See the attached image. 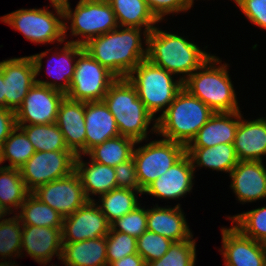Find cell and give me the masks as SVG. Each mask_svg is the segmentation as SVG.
Wrapping results in <instances>:
<instances>
[{"mask_svg":"<svg viewBox=\"0 0 266 266\" xmlns=\"http://www.w3.org/2000/svg\"><path fill=\"white\" fill-rule=\"evenodd\" d=\"M62 244L64 266H108L106 236Z\"/></svg>","mask_w":266,"mask_h":266,"instance_id":"cell-27","label":"cell"},{"mask_svg":"<svg viewBox=\"0 0 266 266\" xmlns=\"http://www.w3.org/2000/svg\"><path fill=\"white\" fill-rule=\"evenodd\" d=\"M85 154L95 145L119 136L113 114L104 101L85 102Z\"/></svg>","mask_w":266,"mask_h":266,"instance_id":"cell-25","label":"cell"},{"mask_svg":"<svg viewBox=\"0 0 266 266\" xmlns=\"http://www.w3.org/2000/svg\"><path fill=\"white\" fill-rule=\"evenodd\" d=\"M62 228L37 227L23 225L21 238V258L29 255L40 265L46 266L56 255L62 256Z\"/></svg>","mask_w":266,"mask_h":266,"instance_id":"cell-19","label":"cell"},{"mask_svg":"<svg viewBox=\"0 0 266 266\" xmlns=\"http://www.w3.org/2000/svg\"><path fill=\"white\" fill-rule=\"evenodd\" d=\"M137 239L110 228L106 235L107 264L120 260L123 257L137 252Z\"/></svg>","mask_w":266,"mask_h":266,"instance_id":"cell-41","label":"cell"},{"mask_svg":"<svg viewBox=\"0 0 266 266\" xmlns=\"http://www.w3.org/2000/svg\"><path fill=\"white\" fill-rule=\"evenodd\" d=\"M63 11L65 41L68 30H71L69 36L78 38L67 40L69 43L84 46L91 39L118 27L115 13L107 0H79L75 9L71 8V3H67Z\"/></svg>","mask_w":266,"mask_h":266,"instance_id":"cell-7","label":"cell"},{"mask_svg":"<svg viewBox=\"0 0 266 266\" xmlns=\"http://www.w3.org/2000/svg\"><path fill=\"white\" fill-rule=\"evenodd\" d=\"M43 8L19 9L0 16V21L19 31L24 38L34 44H49L65 42L64 11L59 5L50 4Z\"/></svg>","mask_w":266,"mask_h":266,"instance_id":"cell-8","label":"cell"},{"mask_svg":"<svg viewBox=\"0 0 266 266\" xmlns=\"http://www.w3.org/2000/svg\"><path fill=\"white\" fill-rule=\"evenodd\" d=\"M135 145V140L119 135L95 145L83 157L87 155L92 161L116 167L132 158Z\"/></svg>","mask_w":266,"mask_h":266,"instance_id":"cell-30","label":"cell"},{"mask_svg":"<svg viewBox=\"0 0 266 266\" xmlns=\"http://www.w3.org/2000/svg\"><path fill=\"white\" fill-rule=\"evenodd\" d=\"M181 204L147 208V230L171 239L173 242L186 241L193 236Z\"/></svg>","mask_w":266,"mask_h":266,"instance_id":"cell-22","label":"cell"},{"mask_svg":"<svg viewBox=\"0 0 266 266\" xmlns=\"http://www.w3.org/2000/svg\"><path fill=\"white\" fill-rule=\"evenodd\" d=\"M7 215L10 216V213L0 204V222H2Z\"/></svg>","mask_w":266,"mask_h":266,"instance_id":"cell-48","label":"cell"},{"mask_svg":"<svg viewBox=\"0 0 266 266\" xmlns=\"http://www.w3.org/2000/svg\"><path fill=\"white\" fill-rule=\"evenodd\" d=\"M120 27L144 29L148 33L160 23L150 12L145 0H107Z\"/></svg>","mask_w":266,"mask_h":266,"instance_id":"cell-29","label":"cell"},{"mask_svg":"<svg viewBox=\"0 0 266 266\" xmlns=\"http://www.w3.org/2000/svg\"><path fill=\"white\" fill-rule=\"evenodd\" d=\"M5 83V108L14 112L21 106L30 88L36 83V70L31 56L0 61Z\"/></svg>","mask_w":266,"mask_h":266,"instance_id":"cell-17","label":"cell"},{"mask_svg":"<svg viewBox=\"0 0 266 266\" xmlns=\"http://www.w3.org/2000/svg\"><path fill=\"white\" fill-rule=\"evenodd\" d=\"M233 146L239 161H263L266 155V116L247 120L241 114Z\"/></svg>","mask_w":266,"mask_h":266,"instance_id":"cell-23","label":"cell"},{"mask_svg":"<svg viewBox=\"0 0 266 266\" xmlns=\"http://www.w3.org/2000/svg\"><path fill=\"white\" fill-rule=\"evenodd\" d=\"M193 168H210L212 171L230 173L239 162L233 144L212 147H186Z\"/></svg>","mask_w":266,"mask_h":266,"instance_id":"cell-28","label":"cell"},{"mask_svg":"<svg viewBox=\"0 0 266 266\" xmlns=\"http://www.w3.org/2000/svg\"><path fill=\"white\" fill-rule=\"evenodd\" d=\"M230 188L241 204L266 199V167L263 161H239L228 174Z\"/></svg>","mask_w":266,"mask_h":266,"instance_id":"cell-20","label":"cell"},{"mask_svg":"<svg viewBox=\"0 0 266 266\" xmlns=\"http://www.w3.org/2000/svg\"><path fill=\"white\" fill-rule=\"evenodd\" d=\"M114 170L117 188L132 189L135 191H140L143 194V190L140 188V183L138 181L133 157L114 167Z\"/></svg>","mask_w":266,"mask_h":266,"instance_id":"cell-44","label":"cell"},{"mask_svg":"<svg viewBox=\"0 0 266 266\" xmlns=\"http://www.w3.org/2000/svg\"><path fill=\"white\" fill-rule=\"evenodd\" d=\"M233 2L253 25L266 30V0H233Z\"/></svg>","mask_w":266,"mask_h":266,"instance_id":"cell-43","label":"cell"},{"mask_svg":"<svg viewBox=\"0 0 266 266\" xmlns=\"http://www.w3.org/2000/svg\"><path fill=\"white\" fill-rule=\"evenodd\" d=\"M219 248L225 266H266V244L244 236L233 225L221 227Z\"/></svg>","mask_w":266,"mask_h":266,"instance_id":"cell-16","label":"cell"},{"mask_svg":"<svg viewBox=\"0 0 266 266\" xmlns=\"http://www.w3.org/2000/svg\"><path fill=\"white\" fill-rule=\"evenodd\" d=\"M32 193L63 217L73 214L89 201L75 171L66 177L39 186Z\"/></svg>","mask_w":266,"mask_h":266,"instance_id":"cell-14","label":"cell"},{"mask_svg":"<svg viewBox=\"0 0 266 266\" xmlns=\"http://www.w3.org/2000/svg\"><path fill=\"white\" fill-rule=\"evenodd\" d=\"M174 76L145 59L131 71L127 79L136 88L145 108L158 119L183 88L182 80L174 79ZM158 113L160 115L157 117Z\"/></svg>","mask_w":266,"mask_h":266,"instance_id":"cell-6","label":"cell"},{"mask_svg":"<svg viewBox=\"0 0 266 266\" xmlns=\"http://www.w3.org/2000/svg\"><path fill=\"white\" fill-rule=\"evenodd\" d=\"M147 36L144 29L118 26L91 39L84 49L117 78H127L146 59Z\"/></svg>","mask_w":266,"mask_h":266,"instance_id":"cell-1","label":"cell"},{"mask_svg":"<svg viewBox=\"0 0 266 266\" xmlns=\"http://www.w3.org/2000/svg\"><path fill=\"white\" fill-rule=\"evenodd\" d=\"M67 3H70V0H63V6Z\"/></svg>","mask_w":266,"mask_h":266,"instance_id":"cell-50","label":"cell"},{"mask_svg":"<svg viewBox=\"0 0 266 266\" xmlns=\"http://www.w3.org/2000/svg\"><path fill=\"white\" fill-rule=\"evenodd\" d=\"M141 205L112 222L111 229L136 239L140 237L147 230V209Z\"/></svg>","mask_w":266,"mask_h":266,"instance_id":"cell-40","label":"cell"},{"mask_svg":"<svg viewBox=\"0 0 266 266\" xmlns=\"http://www.w3.org/2000/svg\"><path fill=\"white\" fill-rule=\"evenodd\" d=\"M196 246L193 236L186 241L173 242L160 259L146 263V266H195Z\"/></svg>","mask_w":266,"mask_h":266,"instance_id":"cell-38","label":"cell"},{"mask_svg":"<svg viewBox=\"0 0 266 266\" xmlns=\"http://www.w3.org/2000/svg\"><path fill=\"white\" fill-rule=\"evenodd\" d=\"M29 193L20 169L0 167V204L10 214L19 210Z\"/></svg>","mask_w":266,"mask_h":266,"instance_id":"cell-33","label":"cell"},{"mask_svg":"<svg viewBox=\"0 0 266 266\" xmlns=\"http://www.w3.org/2000/svg\"><path fill=\"white\" fill-rule=\"evenodd\" d=\"M138 194L143 195L140 191L115 188L106 194L100 195L98 197L99 201L97 199L94 201L111 224L140 205L139 202L141 201L138 200Z\"/></svg>","mask_w":266,"mask_h":266,"instance_id":"cell-32","label":"cell"},{"mask_svg":"<svg viewBox=\"0 0 266 266\" xmlns=\"http://www.w3.org/2000/svg\"><path fill=\"white\" fill-rule=\"evenodd\" d=\"M19 212V213H18ZM15 213L23 225L62 228L63 216L30 192Z\"/></svg>","mask_w":266,"mask_h":266,"instance_id":"cell-31","label":"cell"},{"mask_svg":"<svg viewBox=\"0 0 266 266\" xmlns=\"http://www.w3.org/2000/svg\"><path fill=\"white\" fill-rule=\"evenodd\" d=\"M103 101L113 114L121 136L142 143L149 140V133L157 134V119L145 108L136 88L127 78H117Z\"/></svg>","mask_w":266,"mask_h":266,"instance_id":"cell-3","label":"cell"},{"mask_svg":"<svg viewBox=\"0 0 266 266\" xmlns=\"http://www.w3.org/2000/svg\"><path fill=\"white\" fill-rule=\"evenodd\" d=\"M0 108H5V83L1 67H0Z\"/></svg>","mask_w":266,"mask_h":266,"instance_id":"cell-47","label":"cell"},{"mask_svg":"<svg viewBox=\"0 0 266 266\" xmlns=\"http://www.w3.org/2000/svg\"><path fill=\"white\" fill-rule=\"evenodd\" d=\"M195 172L196 169L193 168L189 156L185 154L164 174L150 183L143 194L165 201L181 200L187 193L192 192Z\"/></svg>","mask_w":266,"mask_h":266,"instance_id":"cell-18","label":"cell"},{"mask_svg":"<svg viewBox=\"0 0 266 266\" xmlns=\"http://www.w3.org/2000/svg\"><path fill=\"white\" fill-rule=\"evenodd\" d=\"M15 112L6 108H0V149L3 142L10 136L16 128Z\"/></svg>","mask_w":266,"mask_h":266,"instance_id":"cell-45","label":"cell"},{"mask_svg":"<svg viewBox=\"0 0 266 266\" xmlns=\"http://www.w3.org/2000/svg\"><path fill=\"white\" fill-rule=\"evenodd\" d=\"M75 172L81 180L85 195L89 201H94V196L99 197L117 188L114 167L92 161L91 159L86 162L83 160L82 155H76Z\"/></svg>","mask_w":266,"mask_h":266,"instance_id":"cell-26","label":"cell"},{"mask_svg":"<svg viewBox=\"0 0 266 266\" xmlns=\"http://www.w3.org/2000/svg\"><path fill=\"white\" fill-rule=\"evenodd\" d=\"M85 102L64 97L56 124L63 133L66 146L75 155H85Z\"/></svg>","mask_w":266,"mask_h":266,"instance_id":"cell-21","label":"cell"},{"mask_svg":"<svg viewBox=\"0 0 266 266\" xmlns=\"http://www.w3.org/2000/svg\"><path fill=\"white\" fill-rule=\"evenodd\" d=\"M187 36L167 32L156 26L147 36L146 59L154 65L179 76L184 82L212 54L202 50ZM182 74V75H181Z\"/></svg>","mask_w":266,"mask_h":266,"instance_id":"cell-2","label":"cell"},{"mask_svg":"<svg viewBox=\"0 0 266 266\" xmlns=\"http://www.w3.org/2000/svg\"><path fill=\"white\" fill-rule=\"evenodd\" d=\"M140 143L136 142L138 148L134 147L132 157L140 188L144 191L186 154V146L164 138L137 146Z\"/></svg>","mask_w":266,"mask_h":266,"instance_id":"cell-9","label":"cell"},{"mask_svg":"<svg viewBox=\"0 0 266 266\" xmlns=\"http://www.w3.org/2000/svg\"><path fill=\"white\" fill-rule=\"evenodd\" d=\"M27 136L36 151L69 150L63 133L56 123L17 125Z\"/></svg>","mask_w":266,"mask_h":266,"instance_id":"cell-35","label":"cell"},{"mask_svg":"<svg viewBox=\"0 0 266 266\" xmlns=\"http://www.w3.org/2000/svg\"><path fill=\"white\" fill-rule=\"evenodd\" d=\"M215 112L182 88L157 119V135L187 146Z\"/></svg>","mask_w":266,"mask_h":266,"instance_id":"cell-5","label":"cell"},{"mask_svg":"<svg viewBox=\"0 0 266 266\" xmlns=\"http://www.w3.org/2000/svg\"><path fill=\"white\" fill-rule=\"evenodd\" d=\"M241 112H215L186 147L233 144Z\"/></svg>","mask_w":266,"mask_h":266,"instance_id":"cell-24","label":"cell"},{"mask_svg":"<svg viewBox=\"0 0 266 266\" xmlns=\"http://www.w3.org/2000/svg\"><path fill=\"white\" fill-rule=\"evenodd\" d=\"M116 79L84 49L77 57L74 77L65 95L74 101H102Z\"/></svg>","mask_w":266,"mask_h":266,"instance_id":"cell-10","label":"cell"},{"mask_svg":"<svg viewBox=\"0 0 266 266\" xmlns=\"http://www.w3.org/2000/svg\"><path fill=\"white\" fill-rule=\"evenodd\" d=\"M111 225L95 201H88L63 218L62 242H79L106 236Z\"/></svg>","mask_w":266,"mask_h":266,"instance_id":"cell-15","label":"cell"},{"mask_svg":"<svg viewBox=\"0 0 266 266\" xmlns=\"http://www.w3.org/2000/svg\"><path fill=\"white\" fill-rule=\"evenodd\" d=\"M228 67L213 54L183 82V88L214 112L241 111Z\"/></svg>","mask_w":266,"mask_h":266,"instance_id":"cell-4","label":"cell"},{"mask_svg":"<svg viewBox=\"0 0 266 266\" xmlns=\"http://www.w3.org/2000/svg\"><path fill=\"white\" fill-rule=\"evenodd\" d=\"M62 48L56 47L55 52L47 60V72L49 76L55 80H40L37 76L42 71L43 58L48 55L53 49H47L41 53L30 55L36 70V83L50 87L66 94L70 88L74 77L75 66L78 55L84 50V46L75 43L64 42ZM59 51V52H58ZM53 61V62H51ZM55 62V63H54ZM59 81V82H58ZM62 81V82H61Z\"/></svg>","mask_w":266,"mask_h":266,"instance_id":"cell-12","label":"cell"},{"mask_svg":"<svg viewBox=\"0 0 266 266\" xmlns=\"http://www.w3.org/2000/svg\"><path fill=\"white\" fill-rule=\"evenodd\" d=\"M35 152L26 134L16 126L0 149L1 166L5 161H9V164L3 167L20 169Z\"/></svg>","mask_w":266,"mask_h":266,"instance_id":"cell-36","label":"cell"},{"mask_svg":"<svg viewBox=\"0 0 266 266\" xmlns=\"http://www.w3.org/2000/svg\"><path fill=\"white\" fill-rule=\"evenodd\" d=\"M244 236L266 244V206L227 216Z\"/></svg>","mask_w":266,"mask_h":266,"instance_id":"cell-37","label":"cell"},{"mask_svg":"<svg viewBox=\"0 0 266 266\" xmlns=\"http://www.w3.org/2000/svg\"><path fill=\"white\" fill-rule=\"evenodd\" d=\"M108 266H146V262L140 254L135 253L114 261Z\"/></svg>","mask_w":266,"mask_h":266,"instance_id":"cell-46","label":"cell"},{"mask_svg":"<svg viewBox=\"0 0 266 266\" xmlns=\"http://www.w3.org/2000/svg\"><path fill=\"white\" fill-rule=\"evenodd\" d=\"M50 4L59 5L63 7V0H49Z\"/></svg>","mask_w":266,"mask_h":266,"instance_id":"cell-49","label":"cell"},{"mask_svg":"<svg viewBox=\"0 0 266 266\" xmlns=\"http://www.w3.org/2000/svg\"><path fill=\"white\" fill-rule=\"evenodd\" d=\"M173 241L157 233L146 230L137 238V252L146 263L160 259L172 245Z\"/></svg>","mask_w":266,"mask_h":266,"instance_id":"cell-39","label":"cell"},{"mask_svg":"<svg viewBox=\"0 0 266 266\" xmlns=\"http://www.w3.org/2000/svg\"><path fill=\"white\" fill-rule=\"evenodd\" d=\"M66 95L35 83L15 112L16 125L56 123L58 108Z\"/></svg>","mask_w":266,"mask_h":266,"instance_id":"cell-13","label":"cell"},{"mask_svg":"<svg viewBox=\"0 0 266 266\" xmlns=\"http://www.w3.org/2000/svg\"><path fill=\"white\" fill-rule=\"evenodd\" d=\"M76 155L71 150L36 151L20 168L29 192L75 171Z\"/></svg>","mask_w":266,"mask_h":266,"instance_id":"cell-11","label":"cell"},{"mask_svg":"<svg viewBox=\"0 0 266 266\" xmlns=\"http://www.w3.org/2000/svg\"><path fill=\"white\" fill-rule=\"evenodd\" d=\"M22 228L23 224L15 213L0 222V266H19L12 258L21 257Z\"/></svg>","mask_w":266,"mask_h":266,"instance_id":"cell-34","label":"cell"},{"mask_svg":"<svg viewBox=\"0 0 266 266\" xmlns=\"http://www.w3.org/2000/svg\"><path fill=\"white\" fill-rule=\"evenodd\" d=\"M150 12L161 23L168 15L188 12L194 0H145Z\"/></svg>","mask_w":266,"mask_h":266,"instance_id":"cell-42","label":"cell"}]
</instances>
